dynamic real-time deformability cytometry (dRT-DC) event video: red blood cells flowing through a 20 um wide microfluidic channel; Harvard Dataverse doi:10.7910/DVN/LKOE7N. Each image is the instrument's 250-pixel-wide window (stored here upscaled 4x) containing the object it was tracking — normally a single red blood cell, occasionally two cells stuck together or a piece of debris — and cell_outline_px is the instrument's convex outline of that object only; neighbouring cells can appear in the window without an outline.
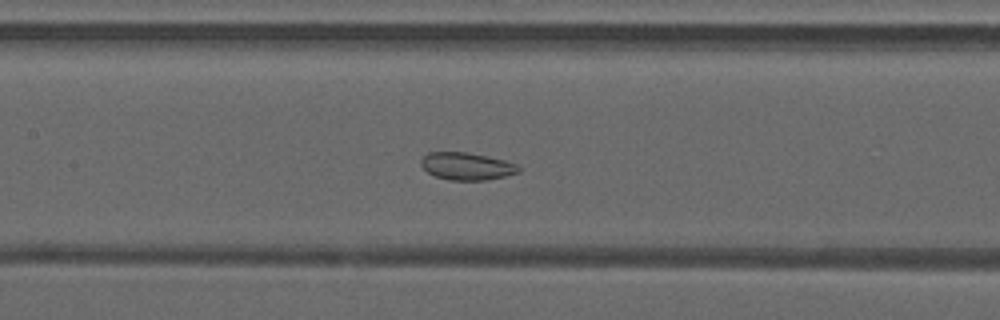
{"species": "common noctule bat (a hibernating species)", "species_latin": "Nyctalus noctula", "temperature_condition": "warm", "stored_images_in_passage": 46, "camera_frame_rate_fps": 3000, "um_per_image_px": 0.085, "animal": {"sex": "male", "forearm_length_mm": 52.5}, "frame": {"image": 1, "passage_image": 21, "time_ms": 6.667, "image_size_px": [1000, 320], "cell_outline_px": [[520, 172], [488, 180], [448, 180], [436, 176], [428, 172], [420, 164], [420, 160], [428, 152], [464, 152], [504, 160], [516, 164], [520, 168]], "centroid_in_image_um": [39.66, 14.13], "position_along_channel_um": 167.7, "area_um2": 15.43}}
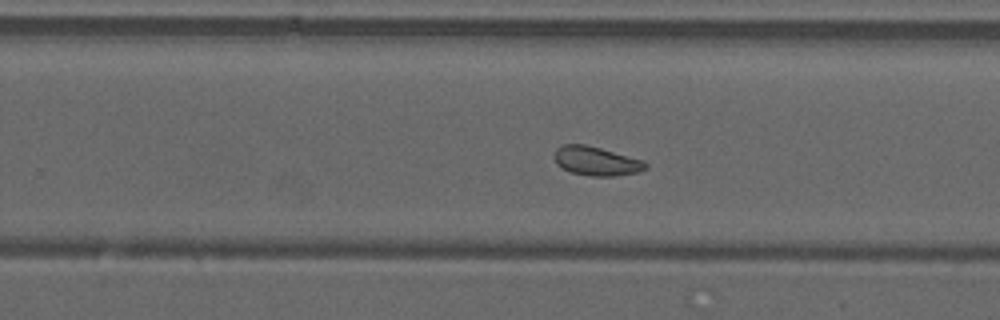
{"frame": {"image": 2, "passage_image": 29, "time_ms": 9.333, "image_size_px": [1000, 320], "cell_outline_px": [[648, 168], [636, 172], [616, 176], [592, 176], [572, 172], [556, 164], [552, 156], [556, 148], [564, 144], [584, 144], [600, 148], [644, 160], [648, 164]], "centroid_in_image_um": [50.67, 13.68], "position_along_channel_um": 279.1, "area_um2": 15.43}}
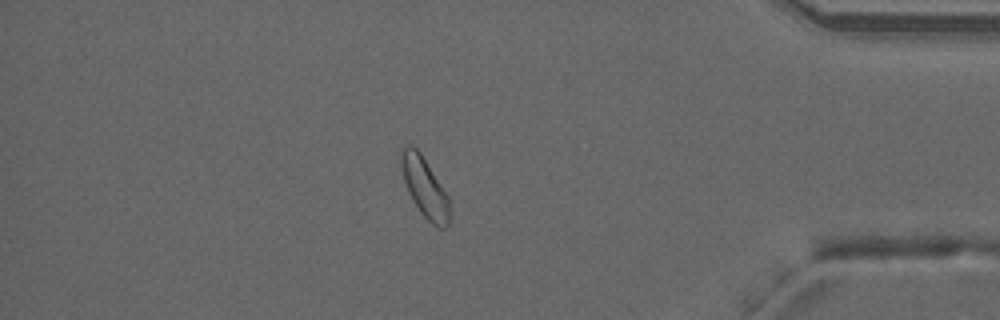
{"frame": {"image": 3, "passage_image": 40, "time_ms": 13.0, "image_size_px": [1000, 320], "cell_outline_px": [[448, 224], [444, 228], [440, 228], [432, 224], [420, 212], [412, 200], [408, 192], [404, 180], [400, 164], [400, 152], [404, 144], [412, 144], [420, 152], [448, 196]], "centroid_in_image_um": [36.04, 15.87], "position_along_channel_um": 399.2, "area_um2": 16.65}, "authors_computed_cell_mechanics": {"area_um2": 17.3978, "velocity_mm_per_s": 4.2181, "shape_relaxation_time_tau1_ms": null, "shape_relaxation_time_tau2_ms": 1.8805, "deformation_change_tau1": null, "deformation_change_tau2": 0.0634}}